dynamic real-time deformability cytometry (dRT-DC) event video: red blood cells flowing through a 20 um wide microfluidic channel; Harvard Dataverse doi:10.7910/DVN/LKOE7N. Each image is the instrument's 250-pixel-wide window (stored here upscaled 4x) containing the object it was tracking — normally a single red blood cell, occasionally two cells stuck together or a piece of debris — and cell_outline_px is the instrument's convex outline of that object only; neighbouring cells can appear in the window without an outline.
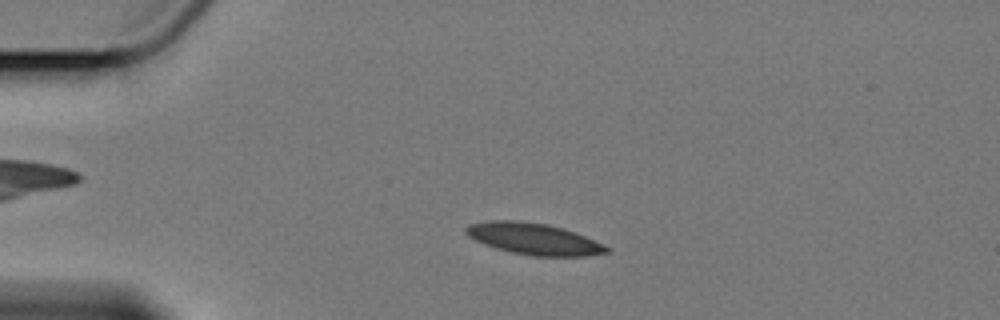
{"species": "Egyptian fruit bat (a non-hibernating species)", "species_latin": "Rousettus aegyptiacus", "temperature_condition": "cold", "stored_images_in_passage": 5, "camera_frame_rate_fps": 3000, "um_per_image_px": 0.085, "animal": {"sex": "female"}, "frame": {"image": 1, "passage_image": 4, "time_ms": 3.667, "image_size_px": [1000, 320], "cell_outline_px": [[612, 252], [584, 256], [532, 256], [512, 252], [496, 248], [484, 244], [468, 236], [464, 232], [464, 228], [468, 224], [488, 220], [516, 220], [548, 224], [564, 228], [576, 232], [604, 244], [612, 248]], "centroid_in_image_um": [45.39, 20.29], "position_along_channel_um": 39.6, "area_um2": 26.13}}